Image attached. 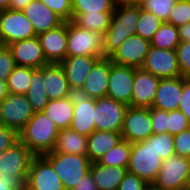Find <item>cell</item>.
Returning a JSON list of instances; mask_svg holds the SVG:
<instances>
[{"label":"cell","mask_w":190,"mask_h":190,"mask_svg":"<svg viewBox=\"0 0 190 190\" xmlns=\"http://www.w3.org/2000/svg\"><path fill=\"white\" fill-rule=\"evenodd\" d=\"M140 17V5L117 1L111 24L104 34V57H110L120 44L135 34Z\"/></svg>","instance_id":"cell-1"},{"label":"cell","mask_w":190,"mask_h":190,"mask_svg":"<svg viewBox=\"0 0 190 190\" xmlns=\"http://www.w3.org/2000/svg\"><path fill=\"white\" fill-rule=\"evenodd\" d=\"M58 133L55 123L41 111L33 114L18 136L35 156H43L52 152Z\"/></svg>","instance_id":"cell-2"},{"label":"cell","mask_w":190,"mask_h":190,"mask_svg":"<svg viewBox=\"0 0 190 190\" xmlns=\"http://www.w3.org/2000/svg\"><path fill=\"white\" fill-rule=\"evenodd\" d=\"M163 160L154 150V133L144 141L132 143L127 171L148 184L155 181Z\"/></svg>","instance_id":"cell-3"},{"label":"cell","mask_w":190,"mask_h":190,"mask_svg":"<svg viewBox=\"0 0 190 190\" xmlns=\"http://www.w3.org/2000/svg\"><path fill=\"white\" fill-rule=\"evenodd\" d=\"M43 156L51 163L65 190H71L78 185L90 170L91 161L85 155L47 153Z\"/></svg>","instance_id":"cell-4"},{"label":"cell","mask_w":190,"mask_h":190,"mask_svg":"<svg viewBox=\"0 0 190 190\" xmlns=\"http://www.w3.org/2000/svg\"><path fill=\"white\" fill-rule=\"evenodd\" d=\"M104 35L67 22V56H104Z\"/></svg>","instance_id":"cell-5"},{"label":"cell","mask_w":190,"mask_h":190,"mask_svg":"<svg viewBox=\"0 0 190 190\" xmlns=\"http://www.w3.org/2000/svg\"><path fill=\"white\" fill-rule=\"evenodd\" d=\"M67 98L73 103L70 129L89 136L95 131L96 99L90 98L83 88L69 87Z\"/></svg>","instance_id":"cell-6"},{"label":"cell","mask_w":190,"mask_h":190,"mask_svg":"<svg viewBox=\"0 0 190 190\" xmlns=\"http://www.w3.org/2000/svg\"><path fill=\"white\" fill-rule=\"evenodd\" d=\"M189 181L190 158L174 154L163 160L153 185L164 190H187Z\"/></svg>","instance_id":"cell-7"},{"label":"cell","mask_w":190,"mask_h":190,"mask_svg":"<svg viewBox=\"0 0 190 190\" xmlns=\"http://www.w3.org/2000/svg\"><path fill=\"white\" fill-rule=\"evenodd\" d=\"M33 37H36L33 25L22 11L0 10V45L8 46Z\"/></svg>","instance_id":"cell-8"},{"label":"cell","mask_w":190,"mask_h":190,"mask_svg":"<svg viewBox=\"0 0 190 190\" xmlns=\"http://www.w3.org/2000/svg\"><path fill=\"white\" fill-rule=\"evenodd\" d=\"M34 110L27 97L21 94H8L0 102V124L19 133L33 117Z\"/></svg>","instance_id":"cell-9"},{"label":"cell","mask_w":190,"mask_h":190,"mask_svg":"<svg viewBox=\"0 0 190 190\" xmlns=\"http://www.w3.org/2000/svg\"><path fill=\"white\" fill-rule=\"evenodd\" d=\"M34 156L28 147L18 140L3 152V159L0 163V175L16 177L24 185Z\"/></svg>","instance_id":"cell-10"},{"label":"cell","mask_w":190,"mask_h":190,"mask_svg":"<svg viewBox=\"0 0 190 190\" xmlns=\"http://www.w3.org/2000/svg\"><path fill=\"white\" fill-rule=\"evenodd\" d=\"M24 190H65L61 179L44 156H34Z\"/></svg>","instance_id":"cell-11"},{"label":"cell","mask_w":190,"mask_h":190,"mask_svg":"<svg viewBox=\"0 0 190 190\" xmlns=\"http://www.w3.org/2000/svg\"><path fill=\"white\" fill-rule=\"evenodd\" d=\"M122 139L136 143L149 138L153 134L150 119V107L128 106L121 129Z\"/></svg>","instance_id":"cell-12"},{"label":"cell","mask_w":190,"mask_h":190,"mask_svg":"<svg viewBox=\"0 0 190 190\" xmlns=\"http://www.w3.org/2000/svg\"><path fill=\"white\" fill-rule=\"evenodd\" d=\"M127 105L115 99H96L95 130L121 132Z\"/></svg>","instance_id":"cell-13"},{"label":"cell","mask_w":190,"mask_h":190,"mask_svg":"<svg viewBox=\"0 0 190 190\" xmlns=\"http://www.w3.org/2000/svg\"><path fill=\"white\" fill-rule=\"evenodd\" d=\"M142 68L159 79L181 77L175 50L159 49L150 46Z\"/></svg>","instance_id":"cell-14"},{"label":"cell","mask_w":190,"mask_h":190,"mask_svg":"<svg viewBox=\"0 0 190 190\" xmlns=\"http://www.w3.org/2000/svg\"><path fill=\"white\" fill-rule=\"evenodd\" d=\"M150 46V41L133 34L120 44L109 59L115 64L140 68L145 63Z\"/></svg>","instance_id":"cell-15"},{"label":"cell","mask_w":190,"mask_h":190,"mask_svg":"<svg viewBox=\"0 0 190 190\" xmlns=\"http://www.w3.org/2000/svg\"><path fill=\"white\" fill-rule=\"evenodd\" d=\"M135 67L115 64L110 60L107 97L131 106Z\"/></svg>","instance_id":"cell-16"},{"label":"cell","mask_w":190,"mask_h":190,"mask_svg":"<svg viewBox=\"0 0 190 190\" xmlns=\"http://www.w3.org/2000/svg\"><path fill=\"white\" fill-rule=\"evenodd\" d=\"M8 48L16 66L41 68L49 64L37 36L9 44Z\"/></svg>","instance_id":"cell-17"},{"label":"cell","mask_w":190,"mask_h":190,"mask_svg":"<svg viewBox=\"0 0 190 190\" xmlns=\"http://www.w3.org/2000/svg\"><path fill=\"white\" fill-rule=\"evenodd\" d=\"M159 80V78L142 67L135 68L131 106L151 107L155 99Z\"/></svg>","instance_id":"cell-18"},{"label":"cell","mask_w":190,"mask_h":190,"mask_svg":"<svg viewBox=\"0 0 190 190\" xmlns=\"http://www.w3.org/2000/svg\"><path fill=\"white\" fill-rule=\"evenodd\" d=\"M48 63L60 64L67 56V22L37 36Z\"/></svg>","instance_id":"cell-19"},{"label":"cell","mask_w":190,"mask_h":190,"mask_svg":"<svg viewBox=\"0 0 190 190\" xmlns=\"http://www.w3.org/2000/svg\"><path fill=\"white\" fill-rule=\"evenodd\" d=\"M104 56H66L60 63L69 87L82 88L93 66Z\"/></svg>","instance_id":"cell-20"},{"label":"cell","mask_w":190,"mask_h":190,"mask_svg":"<svg viewBox=\"0 0 190 190\" xmlns=\"http://www.w3.org/2000/svg\"><path fill=\"white\" fill-rule=\"evenodd\" d=\"M22 12L32 23L36 36L64 23L56 13L39 0H32Z\"/></svg>","instance_id":"cell-21"},{"label":"cell","mask_w":190,"mask_h":190,"mask_svg":"<svg viewBox=\"0 0 190 190\" xmlns=\"http://www.w3.org/2000/svg\"><path fill=\"white\" fill-rule=\"evenodd\" d=\"M183 92V77L160 79L154 102L151 107L173 111L179 109V104Z\"/></svg>","instance_id":"cell-22"},{"label":"cell","mask_w":190,"mask_h":190,"mask_svg":"<svg viewBox=\"0 0 190 190\" xmlns=\"http://www.w3.org/2000/svg\"><path fill=\"white\" fill-rule=\"evenodd\" d=\"M110 73V59H100L89 72L82 87L90 98L98 99L107 97L108 81Z\"/></svg>","instance_id":"cell-23"},{"label":"cell","mask_w":190,"mask_h":190,"mask_svg":"<svg viewBox=\"0 0 190 190\" xmlns=\"http://www.w3.org/2000/svg\"><path fill=\"white\" fill-rule=\"evenodd\" d=\"M121 140H123L121 132L95 130L87 136V157L91 163L98 162Z\"/></svg>","instance_id":"cell-24"},{"label":"cell","mask_w":190,"mask_h":190,"mask_svg":"<svg viewBox=\"0 0 190 190\" xmlns=\"http://www.w3.org/2000/svg\"><path fill=\"white\" fill-rule=\"evenodd\" d=\"M43 84L49 100L67 98L69 85L60 64L49 63L43 66Z\"/></svg>","instance_id":"cell-25"},{"label":"cell","mask_w":190,"mask_h":190,"mask_svg":"<svg viewBox=\"0 0 190 190\" xmlns=\"http://www.w3.org/2000/svg\"><path fill=\"white\" fill-rule=\"evenodd\" d=\"M50 153H66L87 156V136L70 128L59 130L55 146Z\"/></svg>","instance_id":"cell-26"},{"label":"cell","mask_w":190,"mask_h":190,"mask_svg":"<svg viewBox=\"0 0 190 190\" xmlns=\"http://www.w3.org/2000/svg\"><path fill=\"white\" fill-rule=\"evenodd\" d=\"M98 190H118L127 168L110 167L91 163L90 170Z\"/></svg>","instance_id":"cell-27"},{"label":"cell","mask_w":190,"mask_h":190,"mask_svg":"<svg viewBox=\"0 0 190 190\" xmlns=\"http://www.w3.org/2000/svg\"><path fill=\"white\" fill-rule=\"evenodd\" d=\"M43 112L59 130L70 128L73 117V103L68 99L49 100Z\"/></svg>","instance_id":"cell-28"},{"label":"cell","mask_w":190,"mask_h":190,"mask_svg":"<svg viewBox=\"0 0 190 190\" xmlns=\"http://www.w3.org/2000/svg\"><path fill=\"white\" fill-rule=\"evenodd\" d=\"M34 112H41L49 102L43 84V67L32 68L30 86L25 94Z\"/></svg>","instance_id":"cell-29"},{"label":"cell","mask_w":190,"mask_h":190,"mask_svg":"<svg viewBox=\"0 0 190 190\" xmlns=\"http://www.w3.org/2000/svg\"><path fill=\"white\" fill-rule=\"evenodd\" d=\"M113 12L79 13L72 21L79 27L105 34Z\"/></svg>","instance_id":"cell-30"},{"label":"cell","mask_w":190,"mask_h":190,"mask_svg":"<svg viewBox=\"0 0 190 190\" xmlns=\"http://www.w3.org/2000/svg\"><path fill=\"white\" fill-rule=\"evenodd\" d=\"M131 146L130 142L121 140L118 145L104 154L97 163L104 166L127 168Z\"/></svg>","instance_id":"cell-31"},{"label":"cell","mask_w":190,"mask_h":190,"mask_svg":"<svg viewBox=\"0 0 190 190\" xmlns=\"http://www.w3.org/2000/svg\"><path fill=\"white\" fill-rule=\"evenodd\" d=\"M150 43L151 46L159 49L175 50L180 43L178 27L164 22L155 32Z\"/></svg>","instance_id":"cell-32"},{"label":"cell","mask_w":190,"mask_h":190,"mask_svg":"<svg viewBox=\"0 0 190 190\" xmlns=\"http://www.w3.org/2000/svg\"><path fill=\"white\" fill-rule=\"evenodd\" d=\"M32 67L16 66L7 79L10 94L25 95L30 86Z\"/></svg>","instance_id":"cell-33"},{"label":"cell","mask_w":190,"mask_h":190,"mask_svg":"<svg viewBox=\"0 0 190 190\" xmlns=\"http://www.w3.org/2000/svg\"><path fill=\"white\" fill-rule=\"evenodd\" d=\"M72 20L79 13L114 12L117 0H71Z\"/></svg>","instance_id":"cell-34"},{"label":"cell","mask_w":190,"mask_h":190,"mask_svg":"<svg viewBox=\"0 0 190 190\" xmlns=\"http://www.w3.org/2000/svg\"><path fill=\"white\" fill-rule=\"evenodd\" d=\"M164 22L154 13L145 11L140 7V17L137 23L135 34L151 41L155 32Z\"/></svg>","instance_id":"cell-35"},{"label":"cell","mask_w":190,"mask_h":190,"mask_svg":"<svg viewBox=\"0 0 190 190\" xmlns=\"http://www.w3.org/2000/svg\"><path fill=\"white\" fill-rule=\"evenodd\" d=\"M178 0H141V9L154 13L163 22H167L172 7Z\"/></svg>","instance_id":"cell-36"},{"label":"cell","mask_w":190,"mask_h":190,"mask_svg":"<svg viewBox=\"0 0 190 190\" xmlns=\"http://www.w3.org/2000/svg\"><path fill=\"white\" fill-rule=\"evenodd\" d=\"M154 150L162 160L168 159L175 154L174 138L169 132L154 133Z\"/></svg>","instance_id":"cell-37"},{"label":"cell","mask_w":190,"mask_h":190,"mask_svg":"<svg viewBox=\"0 0 190 190\" xmlns=\"http://www.w3.org/2000/svg\"><path fill=\"white\" fill-rule=\"evenodd\" d=\"M167 22L178 28L188 24L190 22V2L178 0L172 7Z\"/></svg>","instance_id":"cell-38"},{"label":"cell","mask_w":190,"mask_h":190,"mask_svg":"<svg viewBox=\"0 0 190 190\" xmlns=\"http://www.w3.org/2000/svg\"><path fill=\"white\" fill-rule=\"evenodd\" d=\"M189 128L190 122L179 109L168 111V132L171 135L181 133Z\"/></svg>","instance_id":"cell-39"},{"label":"cell","mask_w":190,"mask_h":190,"mask_svg":"<svg viewBox=\"0 0 190 190\" xmlns=\"http://www.w3.org/2000/svg\"><path fill=\"white\" fill-rule=\"evenodd\" d=\"M175 51L181 76L183 78H190V42L180 41Z\"/></svg>","instance_id":"cell-40"},{"label":"cell","mask_w":190,"mask_h":190,"mask_svg":"<svg viewBox=\"0 0 190 190\" xmlns=\"http://www.w3.org/2000/svg\"><path fill=\"white\" fill-rule=\"evenodd\" d=\"M56 13L64 22L72 20L71 0H39Z\"/></svg>","instance_id":"cell-41"},{"label":"cell","mask_w":190,"mask_h":190,"mask_svg":"<svg viewBox=\"0 0 190 190\" xmlns=\"http://www.w3.org/2000/svg\"><path fill=\"white\" fill-rule=\"evenodd\" d=\"M15 67V61L8 46L0 45V79L7 80Z\"/></svg>","instance_id":"cell-42"},{"label":"cell","mask_w":190,"mask_h":190,"mask_svg":"<svg viewBox=\"0 0 190 190\" xmlns=\"http://www.w3.org/2000/svg\"><path fill=\"white\" fill-rule=\"evenodd\" d=\"M150 119L153 133L168 132V111L150 107Z\"/></svg>","instance_id":"cell-43"},{"label":"cell","mask_w":190,"mask_h":190,"mask_svg":"<svg viewBox=\"0 0 190 190\" xmlns=\"http://www.w3.org/2000/svg\"><path fill=\"white\" fill-rule=\"evenodd\" d=\"M174 151L177 156L190 158V128L173 135Z\"/></svg>","instance_id":"cell-44"},{"label":"cell","mask_w":190,"mask_h":190,"mask_svg":"<svg viewBox=\"0 0 190 190\" xmlns=\"http://www.w3.org/2000/svg\"><path fill=\"white\" fill-rule=\"evenodd\" d=\"M19 140L18 133L7 126L0 124V163L2 154Z\"/></svg>","instance_id":"cell-45"},{"label":"cell","mask_w":190,"mask_h":190,"mask_svg":"<svg viewBox=\"0 0 190 190\" xmlns=\"http://www.w3.org/2000/svg\"><path fill=\"white\" fill-rule=\"evenodd\" d=\"M148 185L145 180L127 171L118 190H146Z\"/></svg>","instance_id":"cell-46"},{"label":"cell","mask_w":190,"mask_h":190,"mask_svg":"<svg viewBox=\"0 0 190 190\" xmlns=\"http://www.w3.org/2000/svg\"><path fill=\"white\" fill-rule=\"evenodd\" d=\"M179 110L190 122V78H183V92L179 104Z\"/></svg>","instance_id":"cell-47"},{"label":"cell","mask_w":190,"mask_h":190,"mask_svg":"<svg viewBox=\"0 0 190 190\" xmlns=\"http://www.w3.org/2000/svg\"><path fill=\"white\" fill-rule=\"evenodd\" d=\"M0 190H24V185L16 177L0 175Z\"/></svg>","instance_id":"cell-48"},{"label":"cell","mask_w":190,"mask_h":190,"mask_svg":"<svg viewBox=\"0 0 190 190\" xmlns=\"http://www.w3.org/2000/svg\"><path fill=\"white\" fill-rule=\"evenodd\" d=\"M71 190H98V187L93 179L91 172L89 171L81 181L73 187Z\"/></svg>","instance_id":"cell-49"},{"label":"cell","mask_w":190,"mask_h":190,"mask_svg":"<svg viewBox=\"0 0 190 190\" xmlns=\"http://www.w3.org/2000/svg\"><path fill=\"white\" fill-rule=\"evenodd\" d=\"M180 41L190 42V22L178 28Z\"/></svg>","instance_id":"cell-50"},{"label":"cell","mask_w":190,"mask_h":190,"mask_svg":"<svg viewBox=\"0 0 190 190\" xmlns=\"http://www.w3.org/2000/svg\"><path fill=\"white\" fill-rule=\"evenodd\" d=\"M32 0H11L10 9L22 11Z\"/></svg>","instance_id":"cell-51"},{"label":"cell","mask_w":190,"mask_h":190,"mask_svg":"<svg viewBox=\"0 0 190 190\" xmlns=\"http://www.w3.org/2000/svg\"><path fill=\"white\" fill-rule=\"evenodd\" d=\"M9 94L7 80L0 79V102Z\"/></svg>","instance_id":"cell-52"},{"label":"cell","mask_w":190,"mask_h":190,"mask_svg":"<svg viewBox=\"0 0 190 190\" xmlns=\"http://www.w3.org/2000/svg\"><path fill=\"white\" fill-rule=\"evenodd\" d=\"M10 1L11 0H0V10L10 9Z\"/></svg>","instance_id":"cell-53"},{"label":"cell","mask_w":190,"mask_h":190,"mask_svg":"<svg viewBox=\"0 0 190 190\" xmlns=\"http://www.w3.org/2000/svg\"><path fill=\"white\" fill-rule=\"evenodd\" d=\"M146 190H164V189H160V188H157L156 186H154L153 184H149L147 186Z\"/></svg>","instance_id":"cell-54"},{"label":"cell","mask_w":190,"mask_h":190,"mask_svg":"<svg viewBox=\"0 0 190 190\" xmlns=\"http://www.w3.org/2000/svg\"><path fill=\"white\" fill-rule=\"evenodd\" d=\"M117 1H120V2H127V3H138V2L141 1V0H117Z\"/></svg>","instance_id":"cell-55"},{"label":"cell","mask_w":190,"mask_h":190,"mask_svg":"<svg viewBox=\"0 0 190 190\" xmlns=\"http://www.w3.org/2000/svg\"><path fill=\"white\" fill-rule=\"evenodd\" d=\"M187 190H190V181H189V185H188V188H187Z\"/></svg>","instance_id":"cell-56"}]
</instances>
